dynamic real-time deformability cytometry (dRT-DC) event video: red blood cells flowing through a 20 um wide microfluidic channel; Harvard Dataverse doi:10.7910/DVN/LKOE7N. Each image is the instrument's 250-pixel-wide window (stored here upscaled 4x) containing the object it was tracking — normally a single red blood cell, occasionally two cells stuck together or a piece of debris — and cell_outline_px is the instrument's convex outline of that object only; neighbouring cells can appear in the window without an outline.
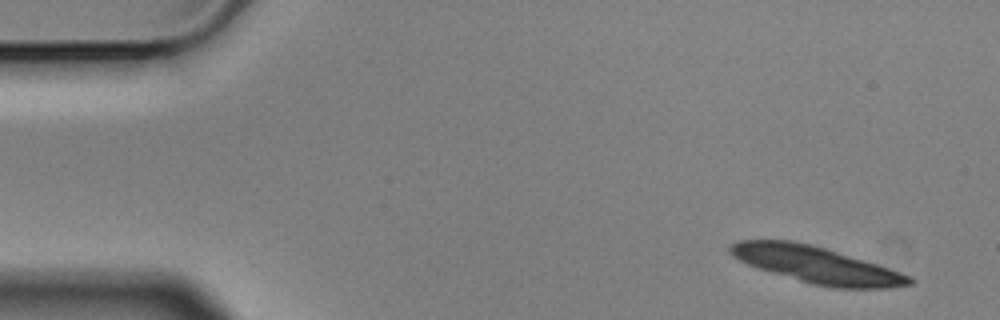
{"species": "Egyptian fruit bat (a non-hibernating species)", "species_latin": "Rousettus aegyptiacus", "temperature_condition": "cold", "stored_images_in_passage": 10, "segment_of_instrument_passage": [1, 2], "camera_frame_rate_fps": 3000, "um_per_image_px": 0.085, "animal": {"sex": "male"}, "frame": {"image": 1, "passage_image": 1, "time_ms": 0.0, "image_size_px": [1000, 320], "cell_outline_px": [[916, 280], [912, 284], [888, 288], [832, 288], [812, 284], [756, 268], [732, 256], [728, 252], [728, 248], [736, 240], [792, 240], [812, 244], [876, 264], [912, 276]], "centroid_in_image_um": [69.38, 22.51], "position_along_channel_um": 15.6, "area_um2": 38.15}}